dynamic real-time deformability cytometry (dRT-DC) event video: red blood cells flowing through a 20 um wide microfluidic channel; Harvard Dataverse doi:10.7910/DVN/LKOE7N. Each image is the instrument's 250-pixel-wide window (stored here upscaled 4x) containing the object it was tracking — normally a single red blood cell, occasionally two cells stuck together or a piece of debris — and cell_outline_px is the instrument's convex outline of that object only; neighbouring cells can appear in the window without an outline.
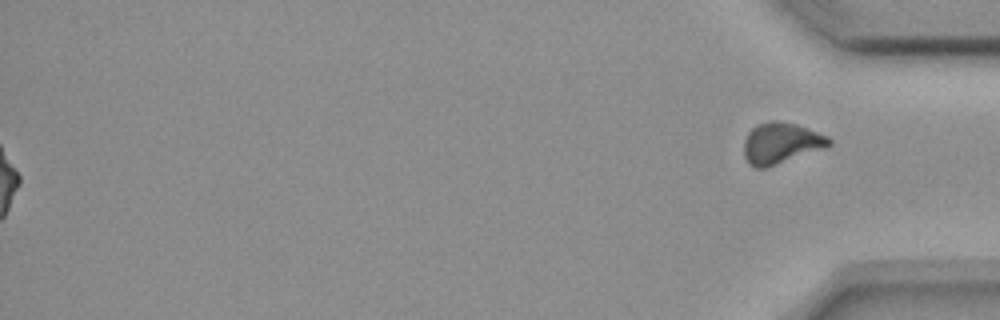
{"species": "common noctule bat (a hibernating species)", "species_latin": "Nyctalus noctula", "temperature_condition": "room temperature", "stored_images_in_passage": 56, "segment_of_instrument_passage": [2, 2], "camera_frame_rate_fps": 3000, "um_per_image_px": 0.085, "animal": {"sex": "female", "body_mass_g": 18.4}, "frame": {"image": 1, "passage_image": 56, "time_ms": 18.333, "image_size_px": [1000, 320], "cell_outline_px": [[832, 144], [828, 148], [768, 168], [756, 168], [748, 164], [744, 156], [744, 140], [748, 132], [756, 124], [768, 120], [772, 120], [796, 124], [828, 136], [832, 140]], "centroid_in_image_um": [66.4, 12.19], "position_along_channel_um": 368.8, "area_um2": 20.92}}